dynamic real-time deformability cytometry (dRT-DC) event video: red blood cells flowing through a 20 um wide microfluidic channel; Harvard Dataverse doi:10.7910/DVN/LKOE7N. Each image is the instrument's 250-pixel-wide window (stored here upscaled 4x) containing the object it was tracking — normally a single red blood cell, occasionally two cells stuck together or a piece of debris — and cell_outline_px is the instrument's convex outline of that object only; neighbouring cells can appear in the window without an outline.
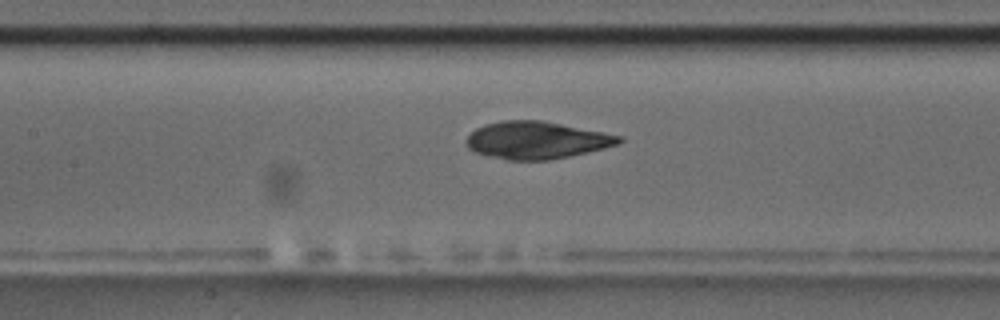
{"species": "common noctule bat (a hibernating species)", "species_latin": "Nyctalus noctula", "temperature_condition": "room temperature", "stored_images_in_passage": 40, "camera_frame_rate_fps": 3000, "um_per_image_px": 0.085, "animal": {"sex": "male", "body_mass_g": 17.5, "forearm_length_mm": 52.3}, "frame": {"image": 1, "passage_image": 10, "time_ms": 3.0, "image_size_px": [1000, 320], "cell_outline_px": [[624, 140], [620, 144], [588, 152], [548, 160], [508, 160], [476, 152], [468, 148], [468, 136], [476, 128], [484, 124], [504, 120], [540, 120], [604, 132], [624, 136]], "centroid_in_image_um": [45.66, 11.91], "position_along_channel_um": 161.7, "area_um2": 33.0}}
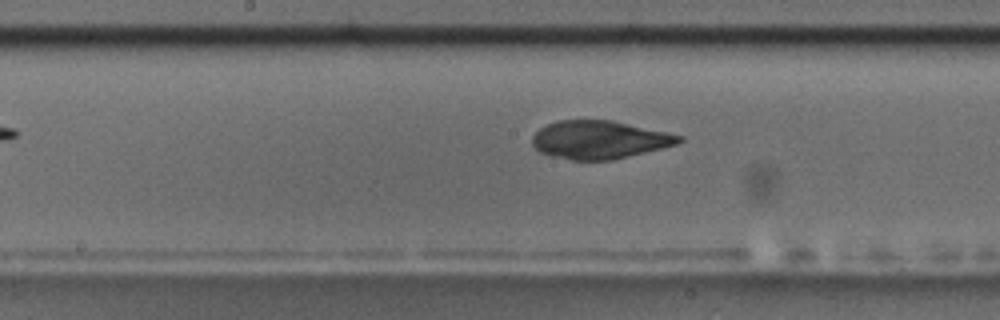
{"frame": {"image": 2, "passage_image": 13, "time_ms": 4.0, "image_size_px": [1000, 320], "cell_outline_px": [[684, 140], [676, 144], [612, 160], [572, 160], [552, 156], [540, 152], [532, 144], [532, 136], [540, 128], [556, 120], [612, 120], [668, 132], [684, 136]], "centroid_in_image_um": [50.94, 11.87], "position_along_channel_um": 197.3, "area_um2": 32.48}}
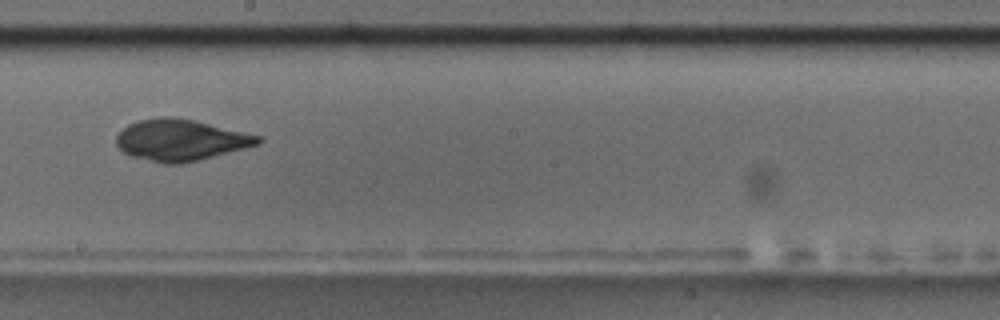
{"frame": {"image": 3, "passage_image": 16, "time_ms": 5.0, "image_size_px": [1000, 320], "cell_outline_px": [[264, 140], [260, 144], [180, 164], [164, 164], [132, 156], [124, 152], [116, 144], [116, 136], [128, 124], [136, 120], [160, 116], [176, 116], [196, 120], [264, 136]], "centroid_in_image_um": [15.38, 11.87], "position_along_channel_um": 232.8, "area_um2": 34.39}}